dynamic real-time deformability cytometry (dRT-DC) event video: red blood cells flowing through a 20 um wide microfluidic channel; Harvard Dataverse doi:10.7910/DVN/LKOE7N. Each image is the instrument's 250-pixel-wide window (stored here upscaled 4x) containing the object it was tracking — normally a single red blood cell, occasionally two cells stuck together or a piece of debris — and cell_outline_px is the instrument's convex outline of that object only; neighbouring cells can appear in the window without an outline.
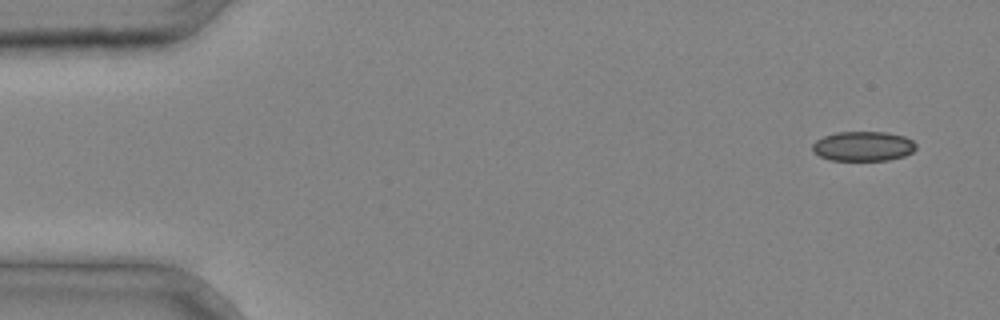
{"species": "common noctule bat (a hibernating species)", "species_latin": "Nyctalus noctula", "temperature_condition": "cold", "stored_images_in_passage": 4, "camera_frame_rate_fps": 3000, "um_per_image_px": 0.085, "animal": {"sex": "male", "body_mass_g": 20.4}, "frame": {"image": 1, "passage_image": 1, "time_ms": 0.0, "image_size_px": [1000, 320], "cell_outline_px": [[916, 148], [912, 152], [904, 156], [888, 160], [832, 160], [820, 156], [812, 152], [812, 144], [816, 140], [824, 136], [836, 132], [888, 132], [904, 136], [912, 140], [916, 144]], "centroid_in_image_um": [73.36, 12.42], "position_along_channel_um": 11.6, "area_um2": 17.98}}